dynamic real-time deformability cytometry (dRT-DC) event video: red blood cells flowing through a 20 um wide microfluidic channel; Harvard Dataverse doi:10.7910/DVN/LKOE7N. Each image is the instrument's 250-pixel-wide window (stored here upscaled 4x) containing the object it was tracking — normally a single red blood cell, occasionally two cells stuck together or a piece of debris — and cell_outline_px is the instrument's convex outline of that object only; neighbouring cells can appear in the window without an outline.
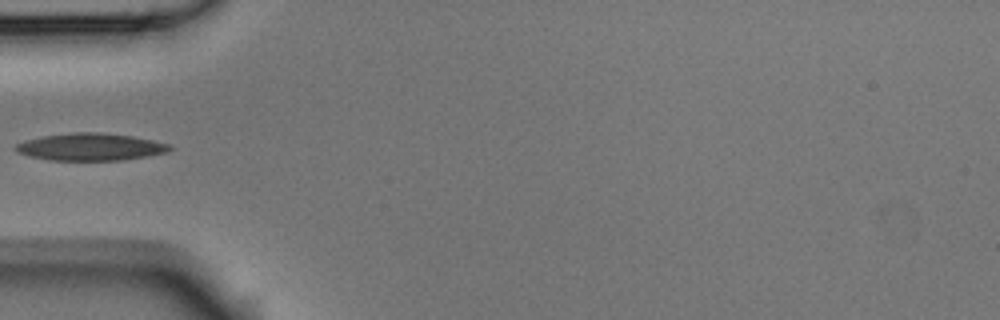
{"species": "Egyptian fruit bat (a non-hibernating species)", "species_latin": "Rousettus aegyptiacus", "temperature_condition": "room temperature", "stored_images_in_passage": 5, "camera_frame_rate_fps": 3000, "um_per_image_px": 0.085, "animal": {"sex": "male"}, "frame": {"image": 1, "passage_image": 4, "time_ms": 1.0, "image_size_px": [1000, 320], "cell_outline_px": [[172, 148], [168, 152], [148, 156], [124, 160], [48, 160], [28, 156], [16, 152], [12, 148], [16, 144], [24, 140], [40, 136], [72, 132], [100, 132], [132, 136], [152, 140], [168, 144]], "centroid_in_image_um": [7.63, 12.48], "position_along_channel_um": 77.4, "area_um2": 24.74}}
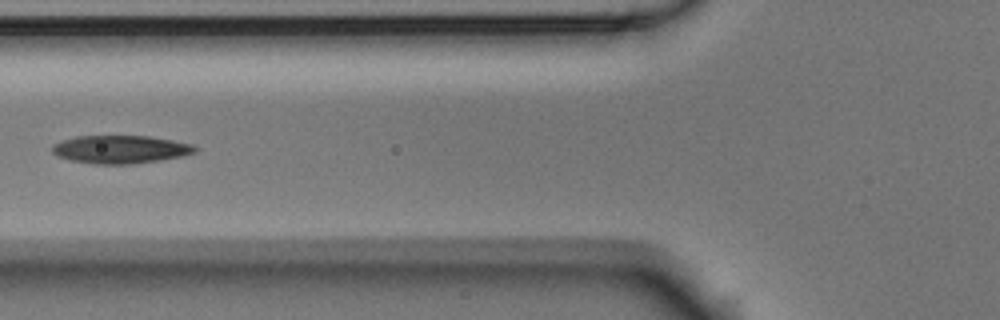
{"frame": {"image": 2, "passage_image": 5, "time_ms": 1.333, "image_size_px": [1000, 320], "cell_outline_px": [[196, 152], [180, 156], [160, 160], [132, 164], [96, 164], [68, 160], [56, 156], [52, 152], [52, 144], [76, 136], [148, 136], [172, 140], [192, 144], [196, 148]], "centroid_in_image_um": [10.19, 12.7], "position_along_channel_um": 115.6, "area_um2": 23.29}}